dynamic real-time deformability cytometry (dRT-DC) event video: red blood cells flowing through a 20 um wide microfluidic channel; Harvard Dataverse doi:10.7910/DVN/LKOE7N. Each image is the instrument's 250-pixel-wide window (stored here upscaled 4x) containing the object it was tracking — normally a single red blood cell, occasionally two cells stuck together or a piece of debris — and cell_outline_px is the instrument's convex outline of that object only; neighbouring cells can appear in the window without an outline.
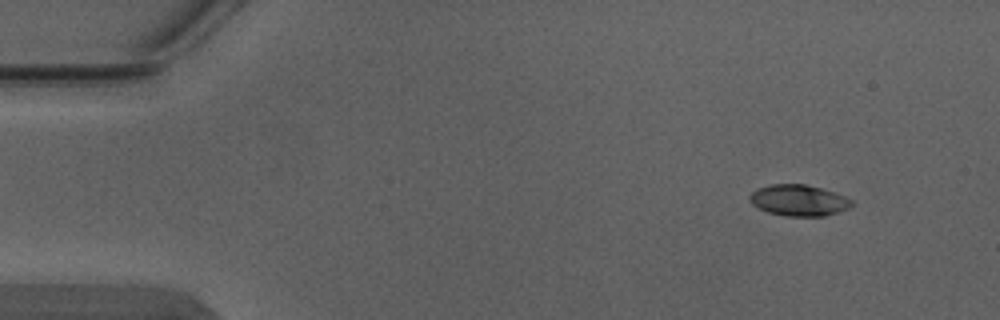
{"species": "Egyptian fruit bat (a non-hibernating species)", "species_latin": "Rousettus aegyptiacus", "temperature_condition": "warm", "stored_images_in_passage": 4, "camera_frame_rate_fps": 3000, "um_per_image_px": 0.085, "animal": {"sex": "male"}, "frame": {"image": 1, "passage_image": 1, "time_ms": 0.0, "image_size_px": [1000, 320], "cell_outline_px": [[852, 204], [848, 208], [824, 216], [788, 216], [768, 212], [752, 204], [748, 200], [748, 196], [756, 188], [772, 184], [804, 184], [820, 188], [844, 196], [852, 200]], "centroid_in_image_um": [67.84, 17.02], "position_along_channel_um": 17.2, "area_um2": 18.32}}